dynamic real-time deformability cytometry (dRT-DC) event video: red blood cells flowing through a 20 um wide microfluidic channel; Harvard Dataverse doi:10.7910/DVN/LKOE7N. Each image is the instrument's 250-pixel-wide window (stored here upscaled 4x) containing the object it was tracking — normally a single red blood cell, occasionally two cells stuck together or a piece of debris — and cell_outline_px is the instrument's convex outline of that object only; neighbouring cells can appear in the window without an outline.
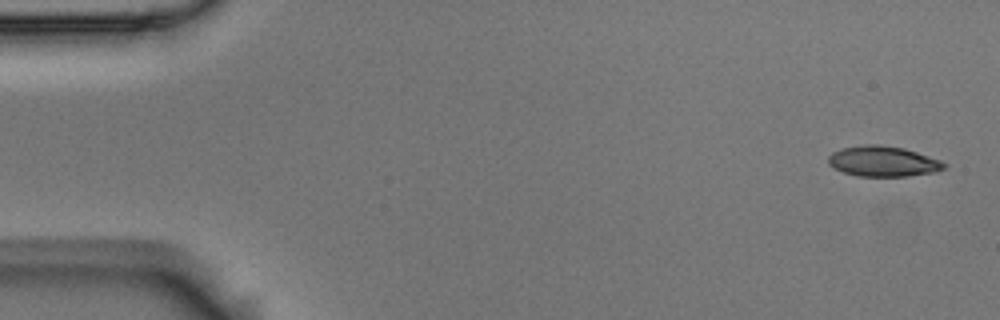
{"species": "Egyptian fruit bat (a non-hibernating species)", "species_latin": "Rousettus aegyptiacus", "temperature_condition": "room temperature", "stored_images_in_passage": 4, "camera_frame_rate_fps": 3000, "um_per_image_px": 0.085, "animal": {"sex": "male"}, "frame": {"image": 1, "passage_image": 1, "time_ms": 0.0, "image_size_px": [1000, 320], "cell_outline_px": [[948, 164], [944, 168], [936, 172], [908, 176], [856, 176], [844, 172], [828, 164], [828, 156], [832, 152], [840, 148], [864, 144], [880, 144], [904, 148], [940, 160]], "centroid_in_image_um": [75.05, 13.7], "position_along_channel_um": 10.0, "area_um2": 20.63}}
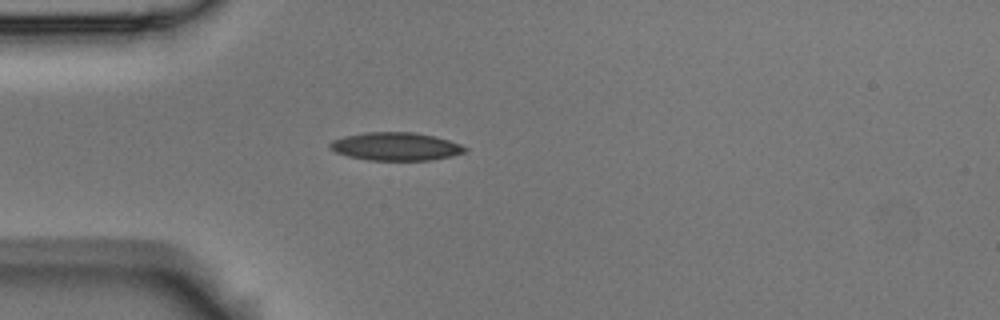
{"frame": {"image": 2, "passage_image": 4, "time_ms": 1.0, "image_size_px": [1000, 320], "cell_outline_px": [[468, 148], [464, 152], [452, 156], [432, 160], [368, 160], [348, 156], [336, 152], [328, 148], [328, 144], [332, 140], [344, 136], [364, 132], [412, 132], [432, 136], [448, 140], [460, 144]], "centroid_in_image_um": [33.6, 12.45], "position_along_channel_um": 51.4, "area_um2": 22.08}}